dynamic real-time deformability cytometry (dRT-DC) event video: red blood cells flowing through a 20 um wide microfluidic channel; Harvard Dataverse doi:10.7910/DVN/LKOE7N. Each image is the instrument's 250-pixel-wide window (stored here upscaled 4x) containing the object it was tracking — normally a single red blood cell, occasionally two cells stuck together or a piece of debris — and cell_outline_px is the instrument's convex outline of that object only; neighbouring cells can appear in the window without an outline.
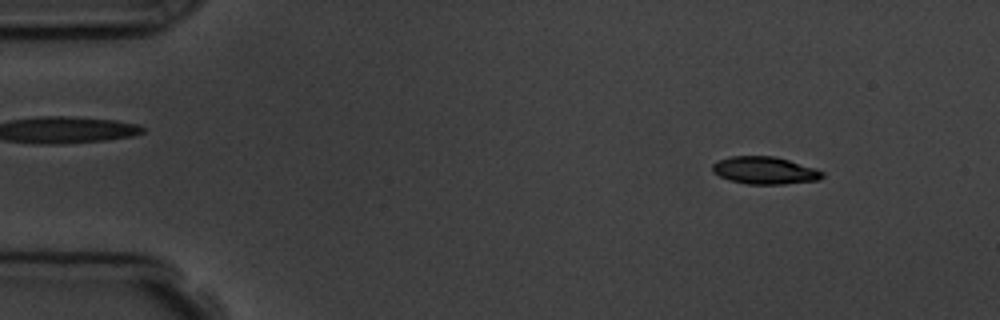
{"species": "common noctule bat (a hibernating species)", "species_latin": "Nyctalus noctula", "temperature_condition": "room temperature", "stored_images_in_passage": 3, "camera_frame_rate_fps": 3000, "um_per_image_px": 0.085, "animal": {"sex": "male", "body_mass_g": 19.5, "forearm_length_mm": 54.6}, "frame": {"image": 1, "passage_image": 1, "time_ms": 0.0, "image_size_px": [1000, 320], "cell_outline_px": [[824, 176], [820, 180], [784, 184], [748, 184], [728, 180], [712, 172], [712, 164], [716, 160], [732, 156], [776, 156], [816, 168], [824, 172]], "centroid_in_image_um": [65.01, 14.48], "position_along_channel_um": 20.0, "area_um2": 17.8}}